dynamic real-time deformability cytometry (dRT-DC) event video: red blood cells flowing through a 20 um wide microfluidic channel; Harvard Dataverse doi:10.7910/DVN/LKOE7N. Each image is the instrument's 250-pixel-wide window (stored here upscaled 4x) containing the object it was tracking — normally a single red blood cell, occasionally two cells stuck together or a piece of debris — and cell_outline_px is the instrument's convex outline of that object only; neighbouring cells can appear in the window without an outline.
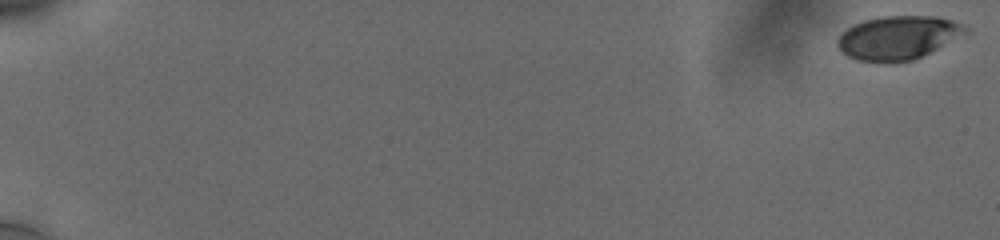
{"species": "human", "species_latin": "Homo sapiens", "temperature_condition": "cold", "stored_images_in_passage": 39, "camera_frame_rate_fps": 3000, "um_per_image_px": 0.085, "donor": {"sex": "male"}, "frame": {"image": 1, "passage_image": 1, "time_ms": 0.0, "image_size_px": [1000, 240], "cell_outline_px": [[968, 32], [912, 60], [860, 60], [848, 56], [836, 44], [836, 40], [848, 28], [864, 20], [880, 16], [936, 16], [952, 20], [968, 28]], "centroid_in_image_um": [76.33, 3.16], "position_along_channel_um": 8.7, "area_um2": 31.39}}
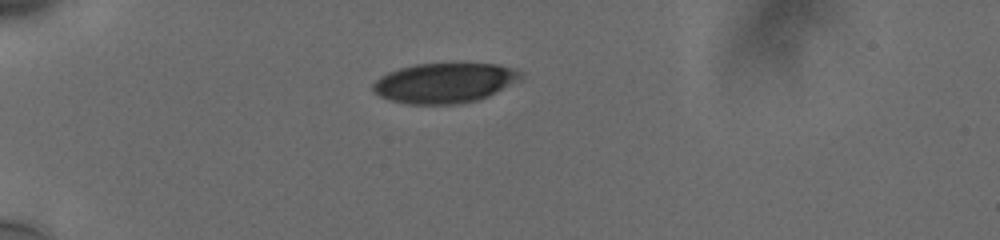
{"frame": {"image": 2, "passage_image": 32, "time_ms": 5.667, "image_size_px": [1000, 240], "cell_outline_px": [[524, 76], [488, 96], [476, 100], [460, 104], [408, 104], [388, 100], [372, 92], [372, 84], [380, 76], [388, 72], [400, 68], [416, 64], [496, 64], [512, 68], [524, 72]], "centroid_in_image_um": [37.74, 7.05], "position_along_channel_um": 47.3, "area_um2": 34.28}}